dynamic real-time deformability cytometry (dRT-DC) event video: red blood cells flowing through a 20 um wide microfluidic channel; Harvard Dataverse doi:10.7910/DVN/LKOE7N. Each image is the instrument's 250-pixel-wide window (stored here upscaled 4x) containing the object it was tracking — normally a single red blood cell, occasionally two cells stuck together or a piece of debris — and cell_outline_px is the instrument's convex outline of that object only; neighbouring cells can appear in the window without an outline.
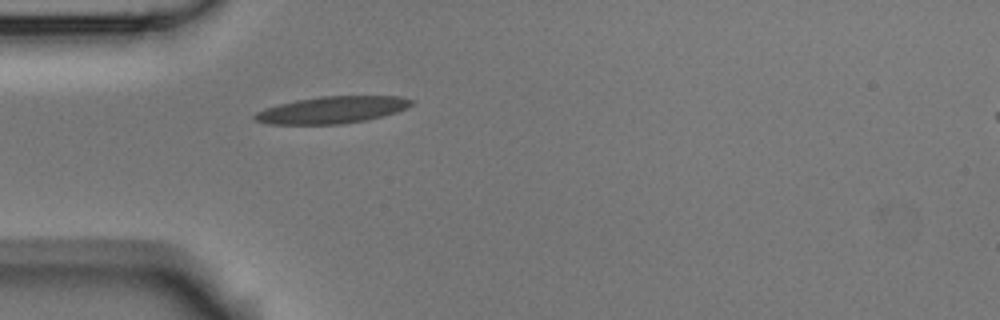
{"species": "Egyptian fruit bat (a non-hibernating species)", "species_latin": "Rousettus aegyptiacus", "temperature_condition": "room temperature", "stored_images_in_passage": 39, "camera_frame_rate_fps": 3000, "um_per_image_px": 0.085, "animal": {"sex": "male"}, "frame": {"image": 1, "passage_image": 1, "time_ms": 0.0, "image_size_px": [1000, 320], "cell_outline_px": [[416, 100], [412, 104], [396, 112], [384, 116], [344, 124], [268, 124], [256, 120], [252, 116], [256, 112], [264, 108], [296, 100], [320, 96], [400, 96]], "centroid_in_image_um": [28.23, 9.34], "position_along_channel_um": 56.8, "area_um2": 24.57}}
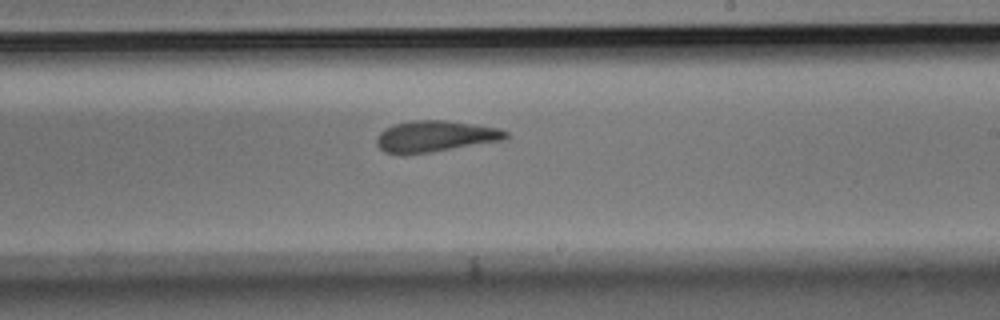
{"frame": {"image": 2, "passage_image": 17, "time_ms": 5.333, "image_size_px": [1000, 320], "cell_outline_px": [[508, 136], [500, 140], [428, 152], [400, 156], [384, 152], [376, 144], [376, 136], [384, 128], [392, 124], [412, 120], [444, 120], [500, 128], [508, 132]], "centroid_in_image_um": [36.88, 11.58], "position_along_channel_um": 252.1, "area_um2": 23.47}}
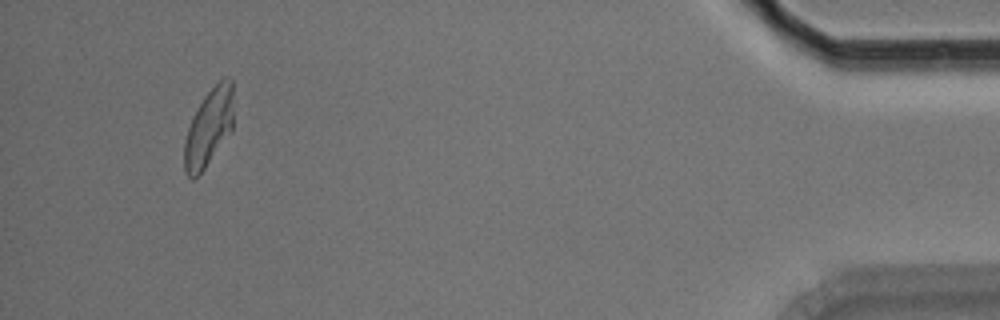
{"frame": {"image": 3, "passage_image": 36, "time_ms": 11.667, "image_size_px": [1000, 320], "cell_outline_px": [[232, 132], [204, 168], [192, 180], [184, 172], [184, 140], [192, 116], [204, 96], [224, 76], [228, 76], [232, 80]], "centroid_in_image_um": [17.74, 10.84], "position_along_channel_um": 417.5, "area_um2": 22.14}, "authors_computed_cell_mechanics": {"area_um2": 23.3512, "velocity_mm_per_s": 3.7323, "shape_relaxation_time_tau1_ms": 8.5017, "shape_relaxation_time_tau2_ms": 2.3079, "deformation_change_tau1": 0.2496, "deformation_change_tau2": 0.1192}}